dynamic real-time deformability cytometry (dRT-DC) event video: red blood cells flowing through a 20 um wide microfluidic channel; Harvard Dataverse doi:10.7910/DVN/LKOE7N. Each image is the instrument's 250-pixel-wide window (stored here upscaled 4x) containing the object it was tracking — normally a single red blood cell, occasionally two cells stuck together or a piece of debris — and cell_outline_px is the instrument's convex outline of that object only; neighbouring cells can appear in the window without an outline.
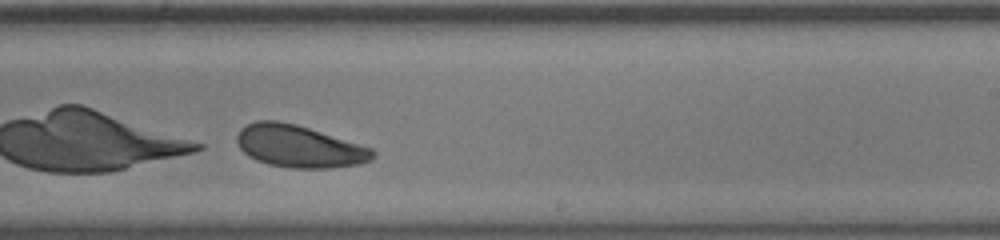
{"species": "human", "species_latin": "Homo sapiens", "temperature_condition": "room temperature", "stored_images_in_passage": 27, "camera_frame_rate_fps": 3000, "um_per_image_px": 0.085, "donor": {"sex": "male"}, "frame": {"image": 1, "passage_image": 19, "time_ms": 6.0, "image_size_px": [1000, 240], "cell_outline_px": [[376, 156], [372, 160], [360, 164], [328, 168], [292, 168], [268, 164], [256, 160], [248, 156], [236, 144], [236, 136], [240, 128], [256, 120], [276, 120], [296, 124], [372, 148], [376, 152]], "centroid_in_image_um": [25.41, 12.44], "position_along_channel_um": 263.6, "area_um2": 33.52}}
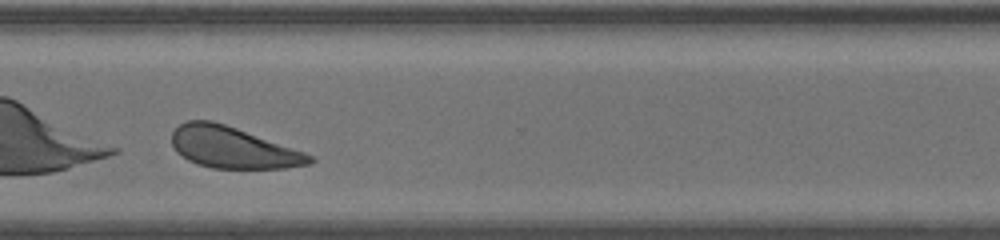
{"frame": {"image": 2, "passage_image": 25, "time_ms": 8.0, "image_size_px": [1000, 240], "cell_outline_px": [[316, 160], [312, 164], [284, 168], [212, 168], [196, 164], [188, 160], [176, 152], [172, 144], [172, 132], [180, 124], [188, 120], [212, 120], [236, 128], [304, 152], [312, 156]], "centroid_in_image_um": [19.77, 12.55], "position_along_channel_um": 350.8, "area_um2": 33.0}}